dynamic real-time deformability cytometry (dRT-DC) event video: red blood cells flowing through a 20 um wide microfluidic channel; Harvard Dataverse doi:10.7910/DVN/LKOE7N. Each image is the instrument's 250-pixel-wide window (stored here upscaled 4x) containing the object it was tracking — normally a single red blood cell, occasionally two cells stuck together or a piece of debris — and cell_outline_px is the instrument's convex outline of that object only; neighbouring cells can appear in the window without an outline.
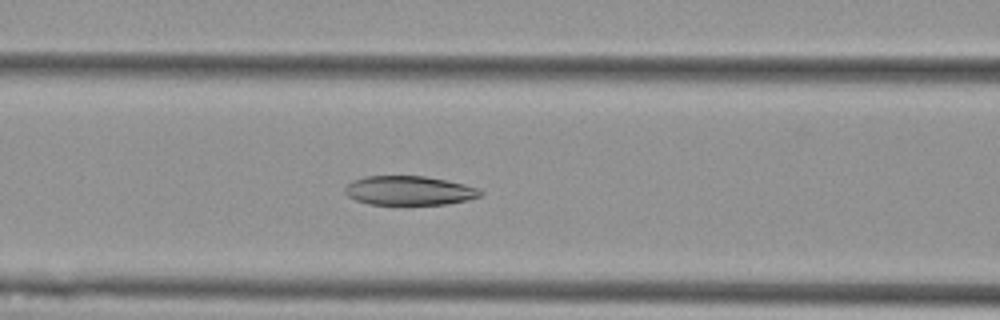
{"species": "Egyptian fruit bat (a non-hibernating species)", "species_latin": "Rousettus aegyptiacus", "temperature_condition": "cold", "stored_images_in_passage": 57, "camera_frame_rate_fps": 3000, "um_per_image_px": 0.085, "animal": {"sex": "female"}, "frame": {"image": 1, "passage_image": 24, "time_ms": 7.667, "image_size_px": [1000, 320], "cell_outline_px": [[484, 192], [480, 196], [448, 204], [368, 204], [356, 200], [348, 196], [344, 192], [344, 188], [352, 180], [368, 176], [424, 176], [464, 184], [476, 188]], "centroid_in_image_um": [34.74, 16.2], "position_along_channel_um": 131.9, "area_um2": 22.77}}
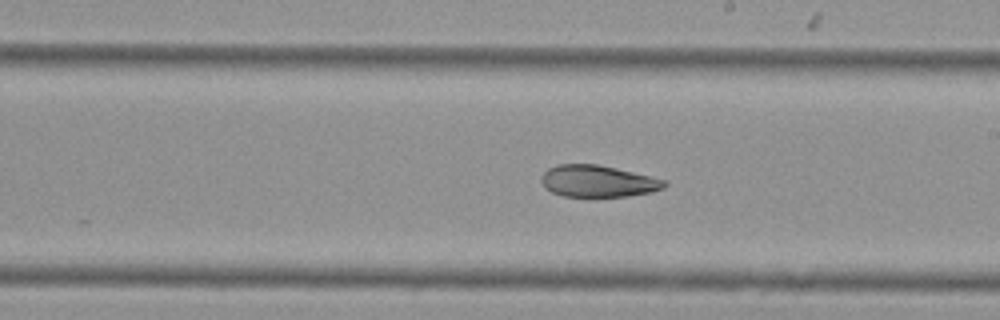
{"frame": {"image": 2, "passage_image": 33, "time_ms": 10.667, "image_size_px": [1000, 320], "cell_outline_px": [[668, 184], [664, 188], [652, 192], [628, 196], [564, 196], [552, 192], [544, 188], [540, 180], [540, 176], [548, 168], [556, 164], [596, 164], [616, 168], [668, 180]], "centroid_in_image_um": [50.82, 15.39], "position_along_channel_um": 238.2, "area_um2": 22.95}}
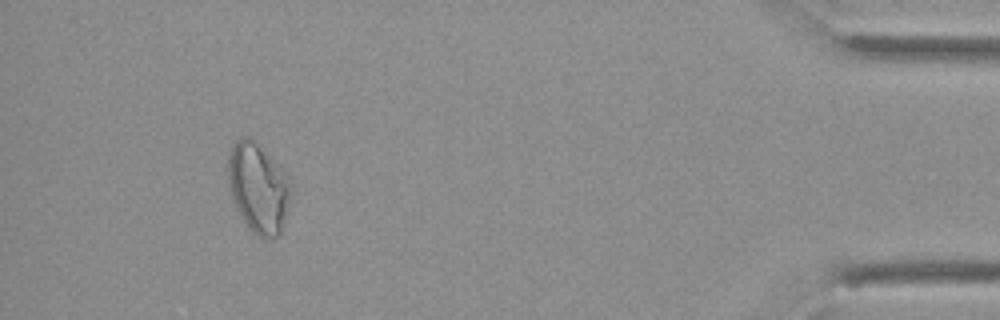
{"frame": {"image": 3, "passage_image": 53, "time_ms": 17.333, "image_size_px": [1000, 320], "cell_outline_px": [[296, 188], [280, 236], [268, 240], [264, 240], [256, 236], [248, 228], [240, 216], [232, 200], [228, 184], [228, 152], [232, 144], [240, 136], [252, 136], [256, 140], [288, 176]], "centroid_in_image_um": [21.99, 15.99], "position_along_channel_um": 413.2, "area_um2": 34.45}, "authors_computed_cell_mechanics": {"area_um2": 27.1082, "velocity_mm_per_s": 3.5611, "shape_relaxation_time_tau1_ms": null, "shape_relaxation_time_tau2_ms": 4.738, "deformation_change_tau1": null, "deformation_change_tau2": 0.1049}}